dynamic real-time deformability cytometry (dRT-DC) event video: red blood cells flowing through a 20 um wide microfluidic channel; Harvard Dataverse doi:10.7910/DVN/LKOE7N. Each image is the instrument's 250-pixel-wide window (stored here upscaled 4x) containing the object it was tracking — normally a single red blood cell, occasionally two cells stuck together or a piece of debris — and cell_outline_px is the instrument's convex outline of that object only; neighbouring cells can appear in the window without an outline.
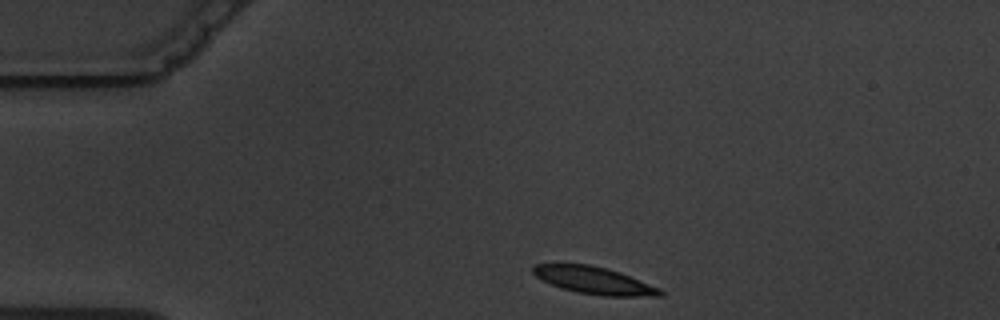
{"species": "common noctule bat (a hibernating species)", "species_latin": "Nyctalus noctula", "temperature_condition": "warm", "stored_images_in_passage": 3, "segment_of_instrument_passage": [1, 2], "camera_frame_rate_fps": 3000, "um_per_image_px": 0.085, "animal": {"sex": "male", "body_mass_g": 19.5, "forearm_length_mm": 54.6}, "frame": {"image": 1, "passage_image": 1, "time_ms": 0.0, "image_size_px": [1000, 320], "cell_outline_px": [[664, 296], [604, 296], [576, 292], [560, 288], [536, 276], [532, 272], [532, 268], [536, 264], [556, 260], [588, 264], [620, 272], [660, 288], [664, 292]], "centroid_in_image_um": [50.42, 23.79], "position_along_channel_um": 34.6, "area_um2": 20.75}}